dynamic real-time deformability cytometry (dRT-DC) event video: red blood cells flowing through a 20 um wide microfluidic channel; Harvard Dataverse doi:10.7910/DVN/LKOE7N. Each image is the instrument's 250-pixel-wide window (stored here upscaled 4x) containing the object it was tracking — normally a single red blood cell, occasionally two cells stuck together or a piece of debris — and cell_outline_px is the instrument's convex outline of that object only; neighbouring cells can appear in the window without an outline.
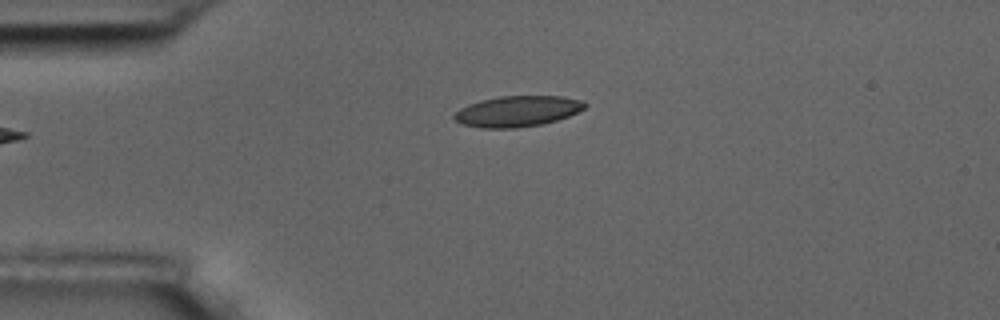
{"species": "common noctule bat (a hibernating species)", "species_latin": "Nyctalus noctula", "temperature_condition": "room temperature", "stored_images_in_passage": 6, "camera_frame_rate_fps": 3000, "um_per_image_px": 0.085, "animal": {"sex": "male", "body_mass_g": 17.5, "forearm_length_mm": 52.3}, "frame": {"image": 1, "passage_image": 6, "time_ms": 5.667, "image_size_px": [1000, 320], "cell_outline_px": [[588, 104], [584, 108], [568, 116], [556, 120], [540, 124], [516, 128], [484, 128], [464, 124], [452, 120], [452, 116], [460, 108], [468, 104], [480, 100], [500, 96], [564, 96], [580, 100]], "centroid_in_image_um": [43.95, 9.45], "position_along_channel_um": 41.1, "area_um2": 23.35}}